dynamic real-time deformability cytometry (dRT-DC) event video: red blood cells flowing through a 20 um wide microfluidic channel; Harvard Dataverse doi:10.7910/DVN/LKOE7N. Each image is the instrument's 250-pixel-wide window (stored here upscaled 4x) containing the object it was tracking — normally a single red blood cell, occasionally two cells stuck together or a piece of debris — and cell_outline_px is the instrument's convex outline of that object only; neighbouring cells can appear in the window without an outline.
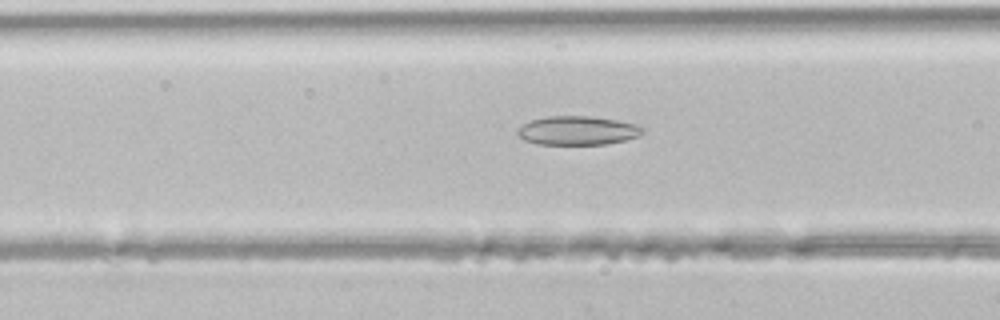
{"species": "common noctule bat (a hibernating species)", "species_latin": "Nyctalus noctula", "temperature_condition": "room temperature", "stored_images_in_passage": 5, "camera_frame_rate_fps": 3000, "um_per_image_px": 0.085, "animal": {"sex": "male", "body_mass_g": 21.5, "forearm_length_mm": 52.0}, "frame": {"image": 1, "passage_image": 5, "time_ms": 1.333, "image_size_px": [1000, 320], "cell_outline_px": [[644, 132], [640, 136], [608, 144], [536, 144], [524, 140], [516, 132], [524, 124], [532, 120], [548, 116], [588, 116], [616, 120], [636, 124], [644, 128]], "centroid_in_image_um": [49.13, 11.1], "position_along_channel_um": 117.5, "area_um2": 20.92}}